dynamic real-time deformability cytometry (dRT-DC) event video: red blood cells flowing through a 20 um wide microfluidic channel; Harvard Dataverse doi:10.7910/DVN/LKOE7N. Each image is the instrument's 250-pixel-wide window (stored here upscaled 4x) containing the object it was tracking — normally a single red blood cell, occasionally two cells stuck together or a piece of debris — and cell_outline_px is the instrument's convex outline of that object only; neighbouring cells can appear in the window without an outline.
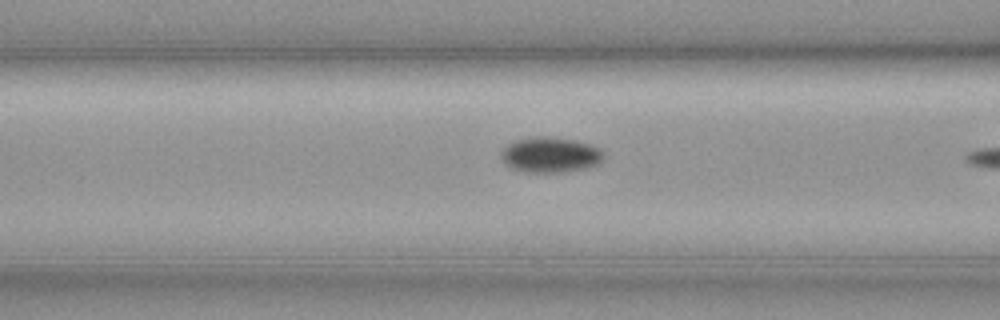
{"species": "common noctule bat (a hibernating species)", "species_latin": "Nyctalus noctula", "temperature_condition": "cold", "stored_images_in_passage": 17, "camera_frame_rate_fps": 3000, "um_per_image_px": 0.085, "animal": {"sex": "female", "body_mass_g": 19.3, "forearm_length_mm": 54.1}, "frame": {"image": 1, "passage_image": 8, "time_ms": 2.333, "image_size_px": [1000, 320], "cell_outline_px": [[604, 156], [596, 164], [584, 168], [560, 172], [520, 172], [508, 168], [504, 164], [500, 156], [500, 152], [508, 144], [516, 140], [532, 136], [544, 136], [576, 140], [592, 144], [600, 148], [604, 152]], "centroid_in_image_um": [46.72, 13.15], "position_along_channel_um": 119.9, "area_um2": 21.39}}
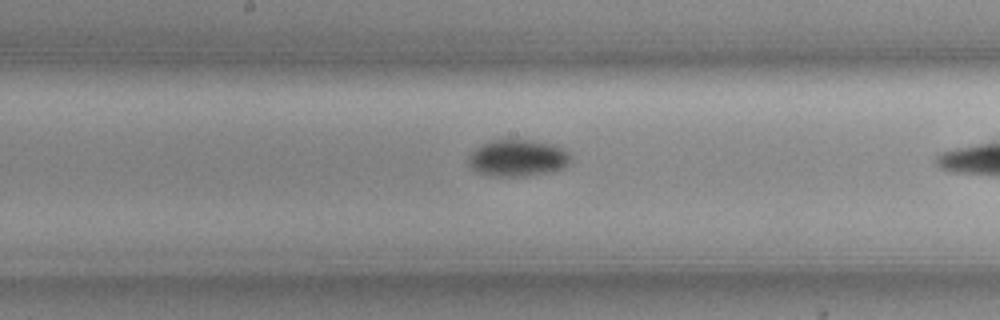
{"frame": {"image": 2, "passage_image": 15, "time_ms": 4.667, "image_size_px": [1000, 320], "cell_outline_px": [[568, 164], [560, 168], [544, 172], [524, 176], [492, 176], [476, 172], [468, 164], [468, 156], [480, 144], [492, 140], [532, 140], [552, 144], [568, 152]], "centroid_in_image_um": [43.91, 13.42], "position_along_channel_um": 204.3, "area_um2": 21.5}}